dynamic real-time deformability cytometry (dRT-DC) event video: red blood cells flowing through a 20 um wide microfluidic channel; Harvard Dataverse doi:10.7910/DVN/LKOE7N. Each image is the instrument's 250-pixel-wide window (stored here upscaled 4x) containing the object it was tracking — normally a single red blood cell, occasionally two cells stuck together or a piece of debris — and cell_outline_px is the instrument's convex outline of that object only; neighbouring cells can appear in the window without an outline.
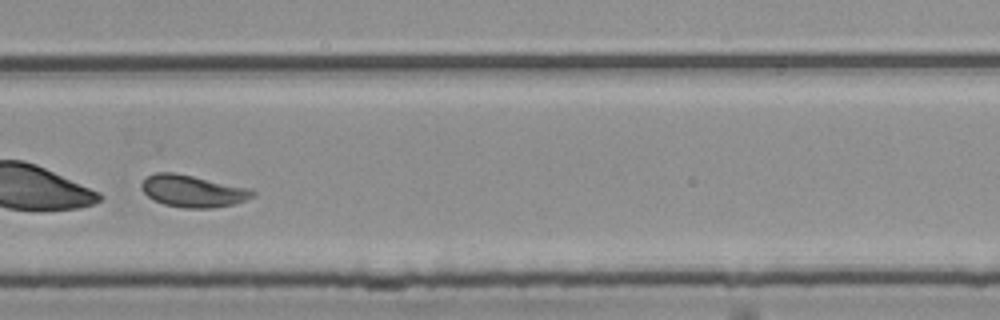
{"species": "common noctule bat (a hibernating species)", "species_latin": "Nyctalus noctula", "temperature_condition": "room temperature", "stored_images_in_passage": 44, "camera_frame_rate_fps": 3000, "um_per_image_px": 0.085, "animal": {"sex": "female", "body_mass_g": 25.1}, "frame": {"image": 1, "passage_image": 32, "time_ms": 10.333, "image_size_px": [1000, 320], "cell_outline_px": [[256, 196], [232, 204], [212, 208], [184, 208], [164, 204], [148, 196], [140, 188], [140, 184], [148, 176], [156, 172], [172, 172], [252, 188], [256, 192]], "centroid_in_image_um": [16.41, 16.24], "position_along_channel_um": 313.4, "area_um2": 20.63}}